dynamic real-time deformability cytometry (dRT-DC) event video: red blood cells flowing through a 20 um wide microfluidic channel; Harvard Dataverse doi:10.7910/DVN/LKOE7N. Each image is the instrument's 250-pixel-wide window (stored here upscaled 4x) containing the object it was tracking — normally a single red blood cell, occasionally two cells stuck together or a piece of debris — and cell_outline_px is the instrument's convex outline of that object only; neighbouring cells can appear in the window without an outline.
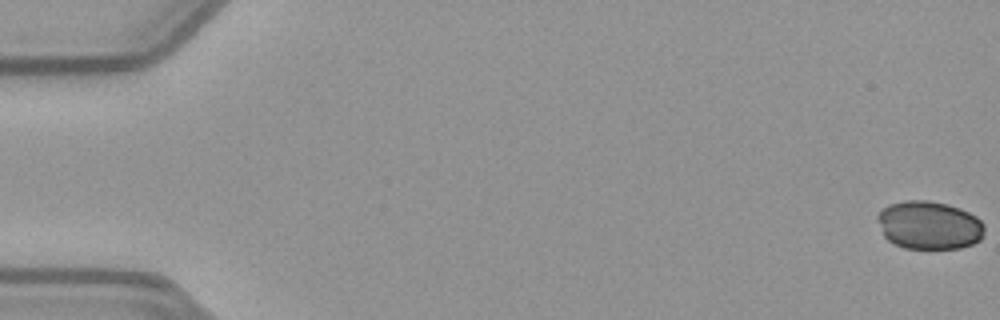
{"species": "common noctule bat (a hibernating species)", "species_latin": "Nyctalus noctula", "temperature_condition": "warm", "stored_images_in_passage": 53, "camera_frame_rate_fps": 3000, "um_per_image_px": 0.085, "animal": {"sex": "female", "body_mass_g": 21.9}, "frame": {"image": 1, "passage_image": 1, "time_ms": 0.0, "image_size_px": [1000, 320], "cell_outline_px": [[984, 236], [980, 240], [972, 244], [960, 248], [904, 248], [888, 240], [884, 236], [876, 216], [888, 204], [908, 200], [928, 200], [948, 204], [960, 208], [976, 216], [984, 224]], "centroid_in_image_um": [79.0, 19.13], "position_along_channel_um": 6.0, "area_um2": 30.11}}